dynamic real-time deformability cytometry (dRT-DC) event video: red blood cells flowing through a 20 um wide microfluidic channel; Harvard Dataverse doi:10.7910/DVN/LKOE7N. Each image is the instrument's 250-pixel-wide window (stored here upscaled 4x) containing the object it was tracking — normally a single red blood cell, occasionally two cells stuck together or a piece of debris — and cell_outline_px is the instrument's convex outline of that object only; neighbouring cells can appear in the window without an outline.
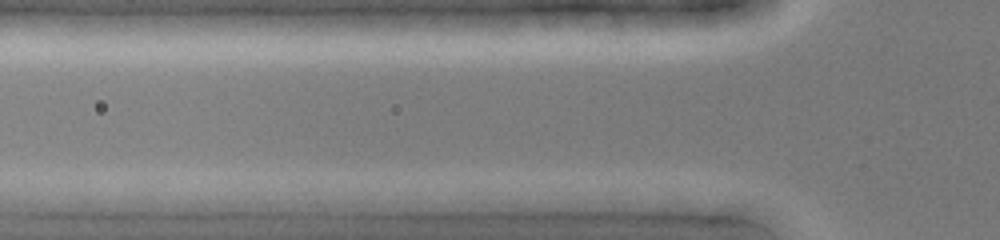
{"species": "common noctule bat (a hibernating species)", "species_latin": "Nyctalus noctula", "temperature_condition": "cold", "stored_images_in_passage": 3, "camera_frame_rate_fps": 3000, "um_per_image_px": 0.085, "animal": {"sex": "female", "body_mass_g": 19.0, "forearm_length_mm": 51.5}, "frame": {"image": 1, "passage_image": 2, "time_ms": 0.333, "image_size_px": [1000, 240], "cell_outline_px": [[644, 200], [592, 212], [556, 212], [508, 200], [560, 192], [576, 192]], "centroid_in_image_um": [48.82, 17.17], "position_along_channel_um": 77.0, "area_um2": 11.85}}